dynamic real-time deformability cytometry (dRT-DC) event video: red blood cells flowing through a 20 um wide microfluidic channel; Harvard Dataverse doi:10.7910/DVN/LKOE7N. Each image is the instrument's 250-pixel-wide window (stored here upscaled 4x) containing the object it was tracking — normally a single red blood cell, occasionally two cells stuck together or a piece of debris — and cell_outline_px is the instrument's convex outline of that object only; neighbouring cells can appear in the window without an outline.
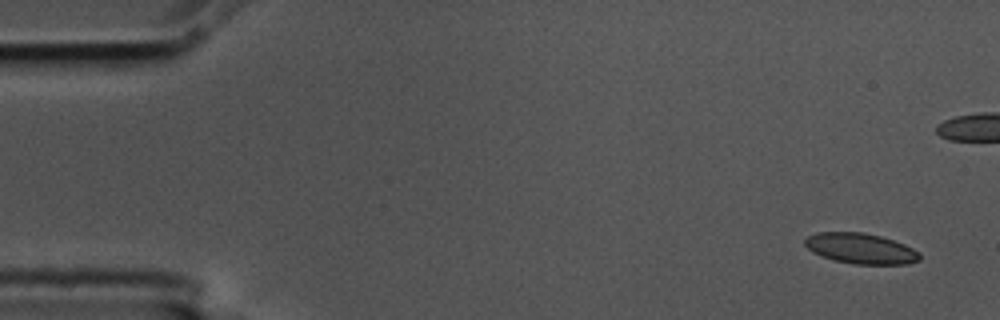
{"species": "common noctule bat (a hibernating species)", "species_latin": "Nyctalus noctula", "temperature_condition": "cold", "stored_images_in_passage": 7, "camera_frame_rate_fps": 3000, "um_per_image_px": 0.085, "animal": {"sex": "male", "body_mass_g": 17.5, "forearm_length_mm": 52.3}, "frame": {"image": 1, "passage_image": 1, "time_ms": 0.0, "image_size_px": [1000, 320], "cell_outline_px": [[920, 260], [908, 264], [856, 264], [832, 260], [820, 256], [812, 252], [804, 244], [804, 240], [808, 236], [816, 232], [864, 232], [880, 236], [904, 244], [920, 252]], "centroid_in_image_um": [73.14, 21.12], "position_along_channel_um": 11.9, "area_um2": 20.52}}